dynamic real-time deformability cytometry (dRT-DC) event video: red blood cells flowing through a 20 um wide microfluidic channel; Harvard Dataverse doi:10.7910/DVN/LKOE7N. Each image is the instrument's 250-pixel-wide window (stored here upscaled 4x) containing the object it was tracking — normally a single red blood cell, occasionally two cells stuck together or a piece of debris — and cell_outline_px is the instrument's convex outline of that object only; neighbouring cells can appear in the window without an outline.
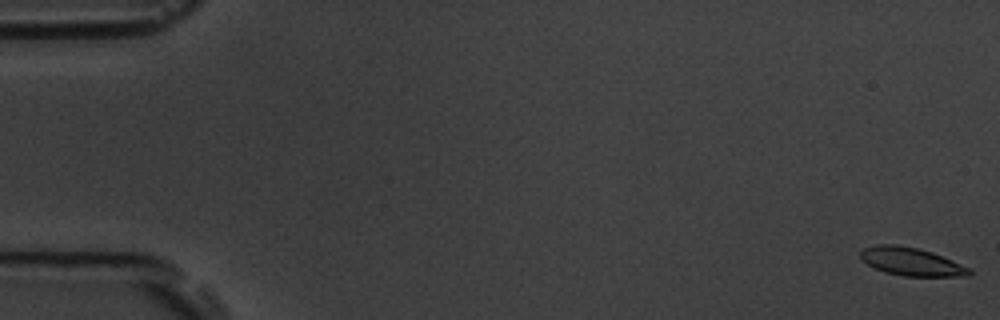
{"species": "common noctule bat (a hibernating species)", "species_latin": "Nyctalus noctula", "temperature_condition": "room temperature", "stored_images_in_passage": 57, "camera_frame_rate_fps": 3000, "um_per_image_px": 0.085, "animal": {"sex": "male", "body_mass_g": 19.5, "forearm_length_mm": 54.6}, "frame": {"image": 1, "passage_image": 1, "time_ms": 0.0, "image_size_px": [1000, 320], "cell_outline_px": [[972, 276], [904, 276], [884, 272], [860, 260], [860, 252], [864, 248], [876, 244], [896, 244], [920, 248], [932, 252], [972, 268]], "centroid_in_image_um": [77.48, 22.23], "position_along_channel_um": 7.5, "area_um2": 18.03}}
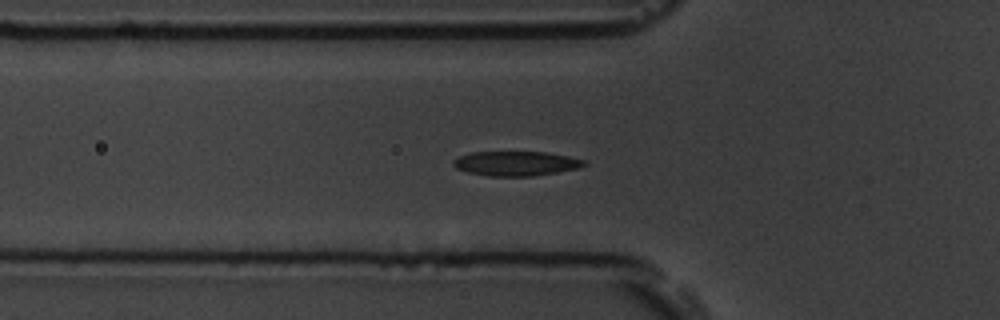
{"frame": {"image": 2, "passage_image": 20, "time_ms": 6.333, "image_size_px": [1000, 320], "cell_outline_px": [[588, 164], [580, 168], [532, 176], [488, 176], [468, 172], [456, 168], [452, 164], [452, 160], [460, 156], [472, 152], [544, 152], [568, 156], [584, 160]], "centroid_in_image_um": [43.85, 13.9], "position_along_channel_um": 81.9, "area_um2": 18.67}}
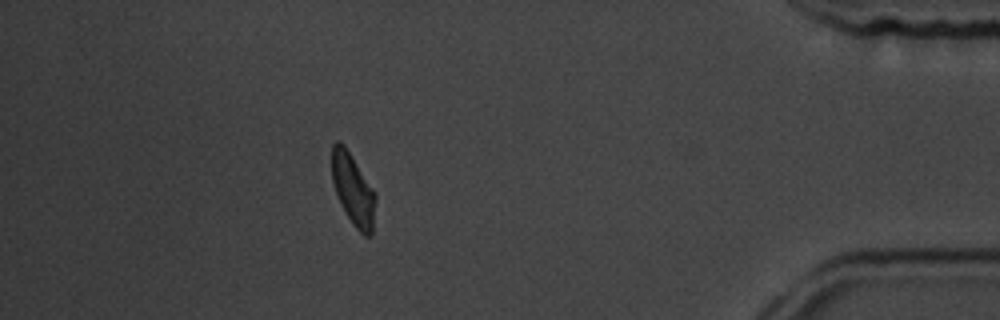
{"frame": {"image": 3, "passage_image": 51, "time_ms": 16.667, "image_size_px": [1000, 320], "cell_outline_px": [[376, 200], [372, 236], [364, 236], [352, 224], [336, 192], [332, 180], [332, 144], [336, 140], [340, 140], [344, 144], [376, 192]], "centroid_in_image_um": [30.03, 16.09], "position_along_channel_um": 405.2, "area_um2": 18.21}, "authors_computed_cell_mechanics": {"area_um2": 18.6694, "velocity_mm_per_s": 3.5906, "shape_relaxation_time_tau1_ms": 2.5684, "shape_relaxation_time_tau2_ms": 4.2854, "deformation_change_tau1": 0.1162, "deformation_change_tau2": 0.0799}}